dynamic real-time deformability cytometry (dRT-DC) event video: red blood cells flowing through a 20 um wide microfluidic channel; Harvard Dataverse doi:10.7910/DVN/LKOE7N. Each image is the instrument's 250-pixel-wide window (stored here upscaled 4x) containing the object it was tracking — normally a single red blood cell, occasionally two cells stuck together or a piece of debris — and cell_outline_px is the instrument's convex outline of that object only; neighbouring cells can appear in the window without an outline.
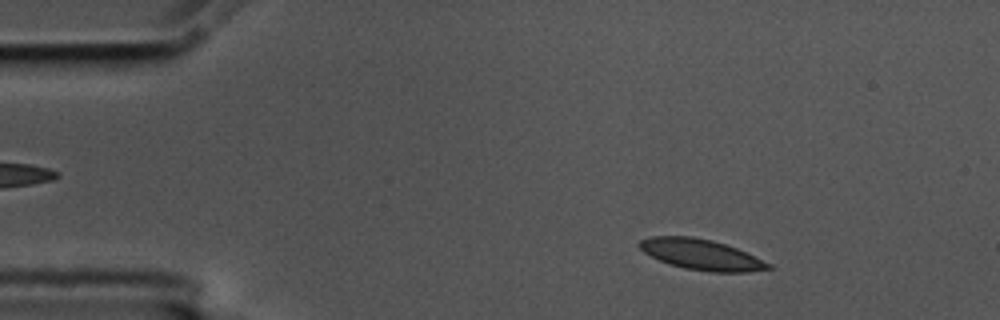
{"species": "common noctule bat (a hibernating species)", "species_latin": "Nyctalus noctula", "temperature_condition": "cold", "stored_images_in_passage": 55, "camera_frame_rate_fps": 3000, "um_per_image_px": 0.085, "animal": {"sex": "male", "body_mass_g": 17.5, "forearm_length_mm": 52.3}, "frame": {"image": 1, "passage_image": 7, "time_ms": 2.0, "image_size_px": [1000, 320], "cell_outline_px": [[772, 268], [748, 272], [712, 272], [684, 268], [660, 260], [644, 252], [636, 244], [640, 240], [652, 236], [692, 236], [712, 240], [736, 248], [772, 264]], "centroid_in_image_um": [59.6, 21.63], "position_along_channel_um": 25.4, "area_um2": 22.77}}
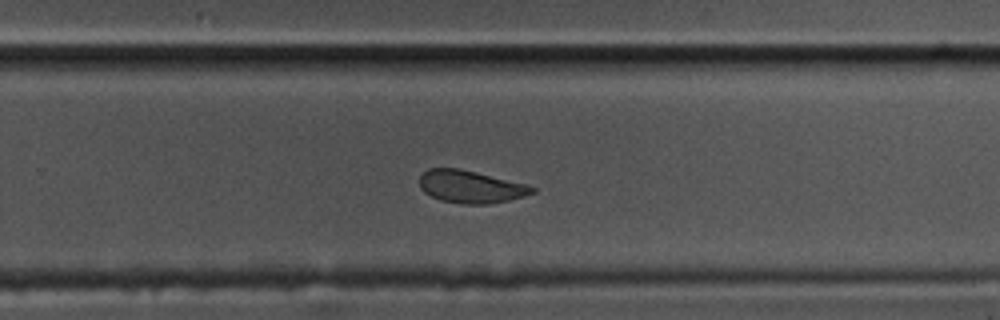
{"frame": {"image": 2, "passage_image": 35, "time_ms": 11.333, "image_size_px": [1000, 320], "cell_outline_px": [[536, 192], [524, 196], [508, 200], [488, 204], [460, 204], [440, 200], [424, 192], [420, 188], [420, 176], [428, 168], [460, 168], [524, 184], [536, 188]], "centroid_in_image_um": [39.97, 15.87], "position_along_channel_um": 289.8, "area_um2": 21.21}}
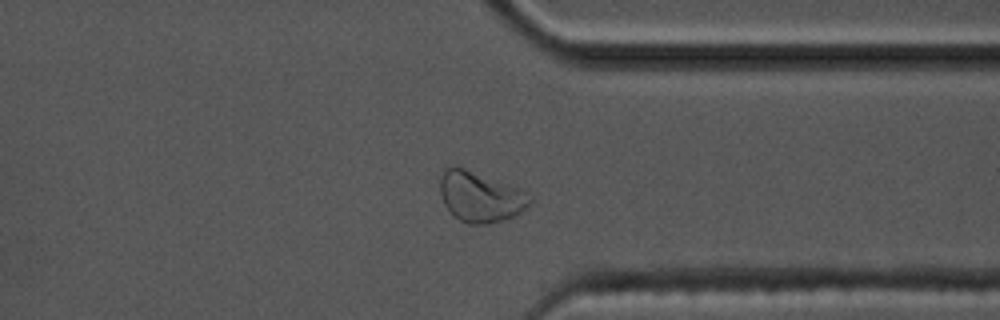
{"frame": {"image": 3, "passage_image": 42, "time_ms": 13.667, "image_size_px": [1000, 320], "cell_outline_px": [[532, 200], [520, 212], [512, 216], [488, 224], [468, 224], [460, 220], [444, 204], [440, 192], [440, 176], [444, 168], [452, 164], [456, 164], [520, 188], [532, 196]], "centroid_in_image_um": [40.79, 16.67], "position_along_channel_um": 370.6, "area_um2": 26.47}, "authors_computed_cell_mechanics": {"area_um2": 22.7154, "velocity_mm_per_s": 3.5334, "shape_relaxation_time_tau1_ms": 4.6372, "shape_relaxation_time_tau2_ms": 1.9362, "deformation_change_tau1": 0.1226, "deformation_change_tau2": 0.0617}}